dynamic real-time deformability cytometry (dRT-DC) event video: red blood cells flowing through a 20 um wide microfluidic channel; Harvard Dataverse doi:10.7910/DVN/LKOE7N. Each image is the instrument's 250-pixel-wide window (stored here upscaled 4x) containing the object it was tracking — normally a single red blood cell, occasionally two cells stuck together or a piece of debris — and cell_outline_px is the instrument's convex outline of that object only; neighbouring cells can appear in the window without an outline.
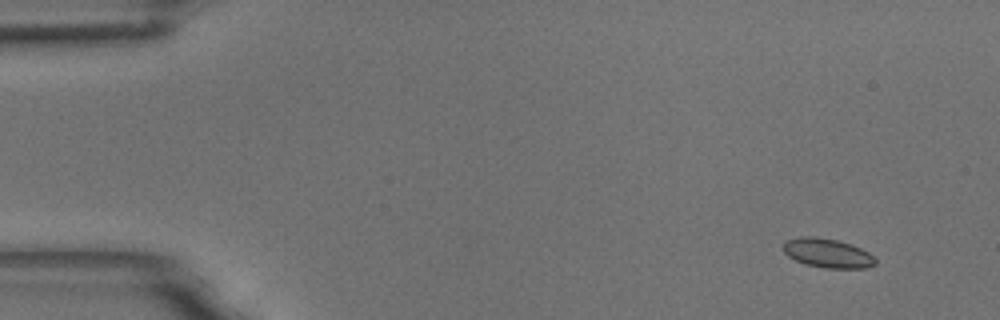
{"species": "common noctule bat (a hibernating species)", "species_latin": "Nyctalus noctula", "temperature_condition": "room temperature", "stored_images_in_passage": 4, "camera_frame_rate_fps": 3000, "um_per_image_px": 0.085, "animal": {"sex": "male", "body_mass_g": 18.8}, "frame": {"image": 1, "passage_image": 1, "time_ms": 0.0, "image_size_px": [1000, 320], "cell_outline_px": [[876, 264], [868, 268], [824, 268], [804, 264], [788, 256], [784, 252], [784, 240], [800, 236], [816, 236], [836, 240], [860, 248], [868, 252], [876, 260]], "centroid_in_image_um": [70.31, 21.51], "position_along_channel_um": 14.7, "area_um2": 15.66}}
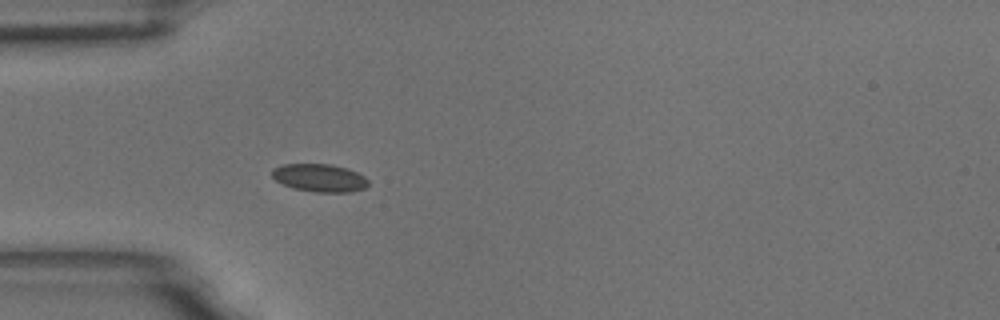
{"frame": {"image": 2, "passage_image": 4, "time_ms": 1.0, "image_size_px": [1000, 320], "cell_outline_px": [[368, 184], [364, 188], [352, 192], [316, 192], [292, 188], [276, 180], [272, 176], [272, 168], [284, 164], [332, 164], [348, 168], [364, 176], [368, 180]], "centroid_in_image_um": [27.17, 15.11], "position_along_channel_um": 57.8, "area_um2": 15.66}}